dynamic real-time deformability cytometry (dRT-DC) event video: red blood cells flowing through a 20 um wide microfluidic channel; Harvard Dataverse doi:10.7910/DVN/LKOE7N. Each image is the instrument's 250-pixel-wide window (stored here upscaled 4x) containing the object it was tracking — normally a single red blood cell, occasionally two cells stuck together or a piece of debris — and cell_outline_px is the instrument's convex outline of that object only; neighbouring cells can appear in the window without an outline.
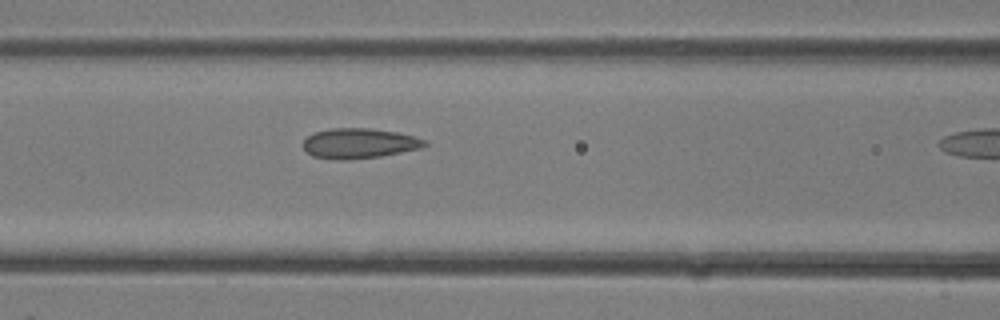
{"species": "common noctule bat (a hibernating species)", "species_latin": "Nyctalus noctula", "temperature_condition": "room temperature", "stored_images_in_passage": 7, "camera_frame_rate_fps": 3000, "um_per_image_px": 0.085, "animal": {"sex": "female"}, "frame": {"image": 1, "passage_image": 6, "time_ms": 1.667, "image_size_px": [1000, 320], "cell_outline_px": [[428, 144], [420, 148], [380, 156], [348, 160], [336, 160], [312, 156], [304, 148], [304, 140], [312, 132], [332, 128], [368, 128], [396, 132], [428, 140]], "centroid_in_image_um": [30.51, 12.18], "position_along_channel_um": 136.1, "area_um2": 21.27}}